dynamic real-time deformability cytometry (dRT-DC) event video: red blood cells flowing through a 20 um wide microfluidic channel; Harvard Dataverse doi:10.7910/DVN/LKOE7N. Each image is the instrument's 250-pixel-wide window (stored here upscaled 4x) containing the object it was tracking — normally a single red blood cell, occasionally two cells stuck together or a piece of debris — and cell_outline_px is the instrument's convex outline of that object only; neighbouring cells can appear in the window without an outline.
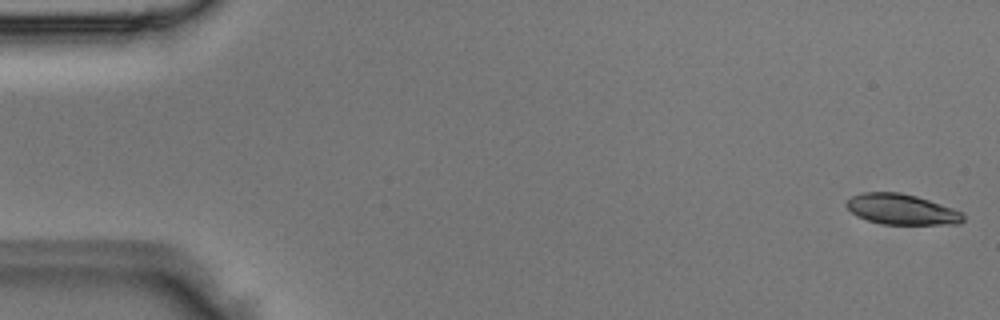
{"species": "Egyptian fruit bat (a non-hibernating species)", "species_latin": "Rousettus aegyptiacus", "temperature_condition": "room temperature", "stored_images_in_passage": 4, "camera_frame_rate_fps": 3000, "um_per_image_px": 0.085, "animal": {"sex": "male"}, "frame": {"image": 1, "passage_image": 1, "time_ms": 0.0, "image_size_px": [1000, 320], "cell_outline_px": [[964, 220], [960, 224], [880, 224], [856, 216], [844, 204], [852, 196], [860, 192], [900, 192], [916, 196], [964, 212]], "centroid_in_image_um": [76.63, 17.79], "position_along_channel_um": 8.4, "area_um2": 20.81}}
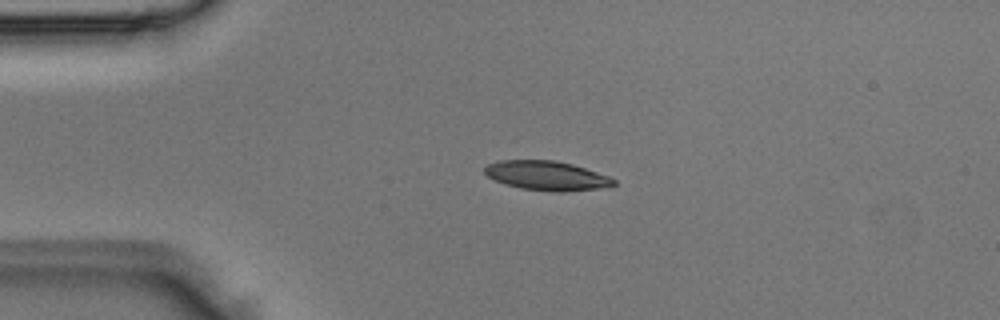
{"frame": {"image": 2, "passage_image": 3, "time_ms": 0.667, "image_size_px": [1000, 320], "cell_outline_px": [[616, 184], [612, 188], [564, 192], [520, 188], [504, 184], [488, 176], [484, 172], [484, 168], [488, 164], [500, 160], [556, 160], [572, 164], [608, 176], [616, 180]], "centroid_in_image_um": [46.53, 14.94], "position_along_channel_um": 38.5, "area_um2": 22.2}}